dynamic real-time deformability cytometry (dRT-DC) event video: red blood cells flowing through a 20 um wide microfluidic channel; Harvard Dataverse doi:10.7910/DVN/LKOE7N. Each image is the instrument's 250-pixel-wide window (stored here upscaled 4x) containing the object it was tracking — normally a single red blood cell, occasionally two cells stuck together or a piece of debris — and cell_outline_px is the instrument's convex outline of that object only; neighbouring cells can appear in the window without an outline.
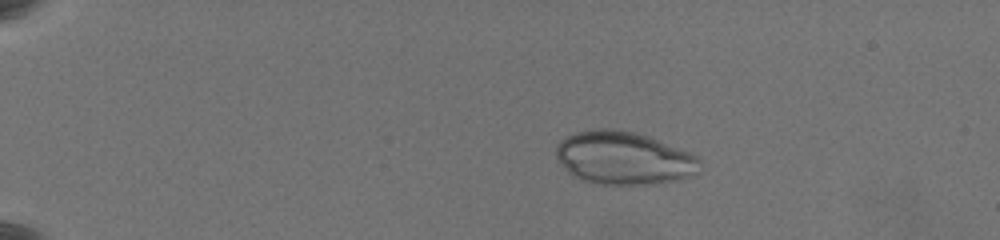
{"species": "common noctule bat (a hibernating species)", "species_latin": "Nyctalus noctula", "temperature_condition": "warm", "stored_images_in_passage": 56, "camera_frame_rate_fps": 3000, "um_per_image_px": 0.085, "animal": {"sex": "female", "body_mass_g": 19.5, "forearm_length_mm": 54.1}, "frame": {"image": 1, "passage_image": 7, "time_ms": 2.0, "image_size_px": [1000, 240], "cell_outline_px": [[700, 172], [692, 176], [680, 180], [656, 184], [596, 184], [584, 180], [568, 172], [556, 156], [556, 148], [560, 140], [576, 132], [596, 128], [612, 128], [632, 132], [648, 136], [688, 152], [696, 156], [700, 160]], "centroid_in_image_um": [53.04, 13.44], "position_along_channel_um": 32.0, "area_um2": 44.33}}
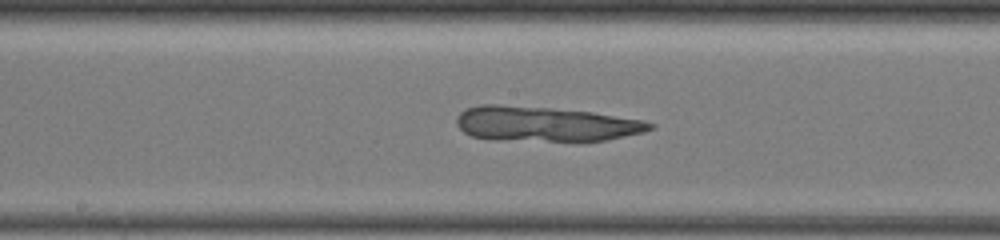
{"frame": {"image": 2, "passage_image": 30, "time_ms": 9.667, "image_size_px": [1000, 240], "cell_outline_px": [[656, 128], [644, 132], [608, 140], [576, 144], [492, 140], [472, 136], [464, 132], [456, 124], [456, 116], [464, 108], [480, 104], [500, 104], [552, 108], [592, 112], [644, 120], [656, 124]], "centroid_in_image_um": [46.38, 10.58], "position_along_channel_um": 201.8, "area_um2": 41.21}}
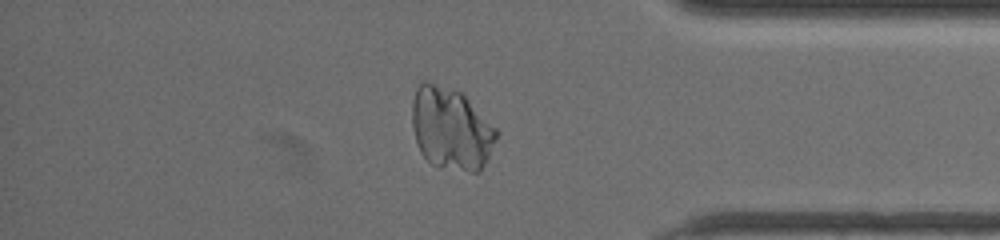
{"frame": {"image": 3, "passage_image": 48, "time_ms": 15.667, "image_size_px": [1000, 240], "cell_outline_px": [[500, 132], [488, 160], [480, 172], [472, 172], [440, 168], [432, 164], [420, 152], [416, 140], [412, 124], [412, 100], [416, 88], [424, 80], [428, 80], [460, 92]], "centroid_in_image_um": [38.34, 10.96], "position_along_channel_um": 396.9, "area_um2": 40.69}}